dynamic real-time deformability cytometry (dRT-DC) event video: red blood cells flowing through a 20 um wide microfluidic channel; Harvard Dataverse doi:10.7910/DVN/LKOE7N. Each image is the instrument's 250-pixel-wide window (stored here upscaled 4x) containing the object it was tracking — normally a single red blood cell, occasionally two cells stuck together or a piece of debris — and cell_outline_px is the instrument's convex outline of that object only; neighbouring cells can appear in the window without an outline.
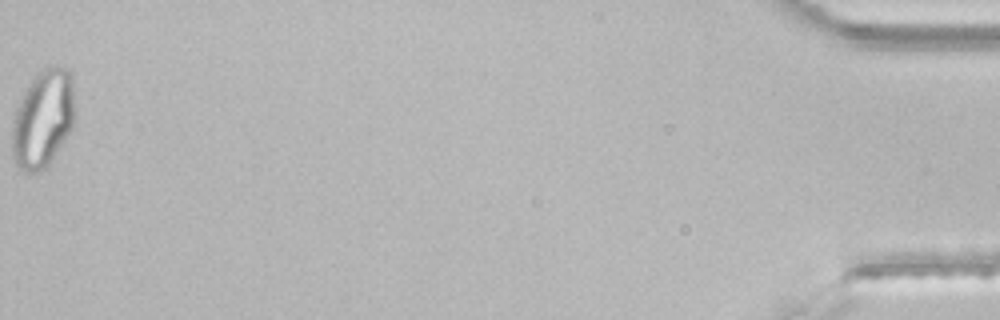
{"species": "common noctule bat (a hibernating species)", "species_latin": "Nyctalus noctula", "temperature_condition": "room temperature", "stored_images_in_passage": 41, "segment_of_instrument_passage": [2, 2], "camera_frame_rate_fps": 3000, "um_per_image_px": 0.085, "animal": {"sex": "male", "body_mass_g": 21.5, "forearm_length_mm": 52.0}, "frame": {"image": 1, "passage_image": 41, "time_ms": 13.333, "image_size_px": [1000, 320], "cell_outline_px": [[76, 112], [72, 128], [48, 164], [40, 172], [24, 172], [16, 168], [12, 156], [12, 124], [16, 108], [28, 84], [36, 72], [48, 64], [64, 64], [72, 72]], "centroid_in_image_um": [3.67, 10.02], "position_along_channel_um": 431.5, "area_um2": 36.82}}